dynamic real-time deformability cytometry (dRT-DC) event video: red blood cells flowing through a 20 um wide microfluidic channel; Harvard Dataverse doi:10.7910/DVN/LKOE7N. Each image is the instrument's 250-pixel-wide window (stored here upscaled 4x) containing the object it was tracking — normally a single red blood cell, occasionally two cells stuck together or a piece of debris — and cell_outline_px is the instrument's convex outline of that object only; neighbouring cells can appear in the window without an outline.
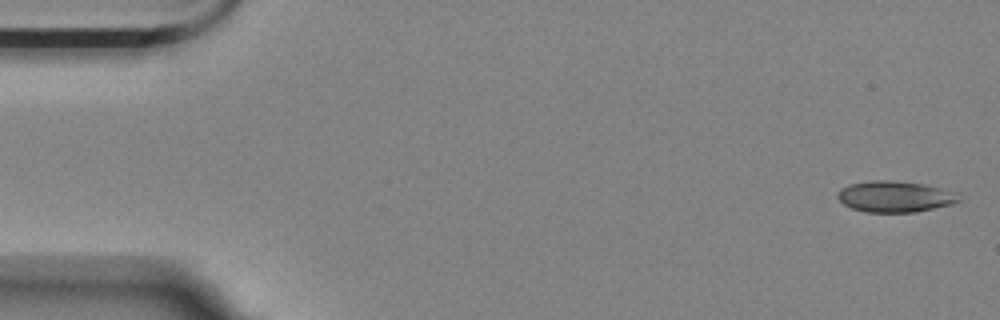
{"species": "Egyptian fruit bat (a non-hibernating species)", "species_latin": "Rousettus aegyptiacus", "temperature_condition": "room temperature", "stored_images_in_passage": 9, "camera_frame_rate_fps": 3000, "um_per_image_px": 0.085, "animal": {"sex": "female"}, "frame": {"image": 1, "passage_image": 1, "time_ms": 0.0, "image_size_px": [1000, 320], "cell_outline_px": [[960, 200], [952, 204], [916, 212], [864, 212], [852, 208], [844, 204], [836, 196], [840, 188], [848, 184], [872, 180], [888, 180], [924, 184], [940, 188]], "centroid_in_image_um": [75.95, 16.71], "position_along_channel_um": 9.1, "area_um2": 21.56}}